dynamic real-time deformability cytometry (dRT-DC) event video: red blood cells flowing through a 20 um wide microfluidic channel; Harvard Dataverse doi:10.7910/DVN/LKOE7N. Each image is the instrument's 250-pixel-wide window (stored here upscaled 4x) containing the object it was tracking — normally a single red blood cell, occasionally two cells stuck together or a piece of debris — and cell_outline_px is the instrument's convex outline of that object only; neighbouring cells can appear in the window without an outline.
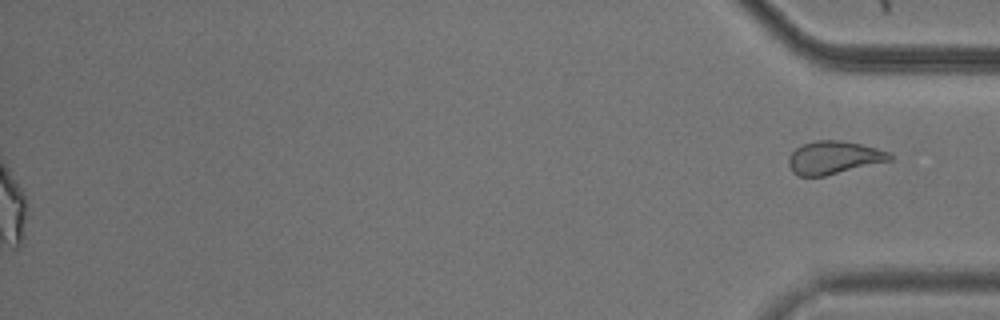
{"species": "common noctule bat (a hibernating species)", "species_latin": "Nyctalus noctula", "temperature_condition": "cold", "stored_images_in_passage": 55, "segment_of_instrument_passage": [2, 2], "camera_frame_rate_fps": 3000, "um_per_image_px": 0.085, "animal": {"sex": "male", "body_mass_g": 20.5, "forearm_length_mm": 52.5}, "frame": {"image": 1, "passage_image": 55, "time_ms": 18.0, "image_size_px": [1000, 320], "cell_outline_px": [[892, 160], [824, 176], [800, 176], [792, 172], [788, 164], [788, 156], [796, 148], [804, 144], [816, 140], [840, 140], [860, 144], [876, 148], [888, 152], [892, 156]], "centroid_in_image_um": [70.84, 13.4], "position_along_channel_um": 364.4, "area_um2": 19.31}}